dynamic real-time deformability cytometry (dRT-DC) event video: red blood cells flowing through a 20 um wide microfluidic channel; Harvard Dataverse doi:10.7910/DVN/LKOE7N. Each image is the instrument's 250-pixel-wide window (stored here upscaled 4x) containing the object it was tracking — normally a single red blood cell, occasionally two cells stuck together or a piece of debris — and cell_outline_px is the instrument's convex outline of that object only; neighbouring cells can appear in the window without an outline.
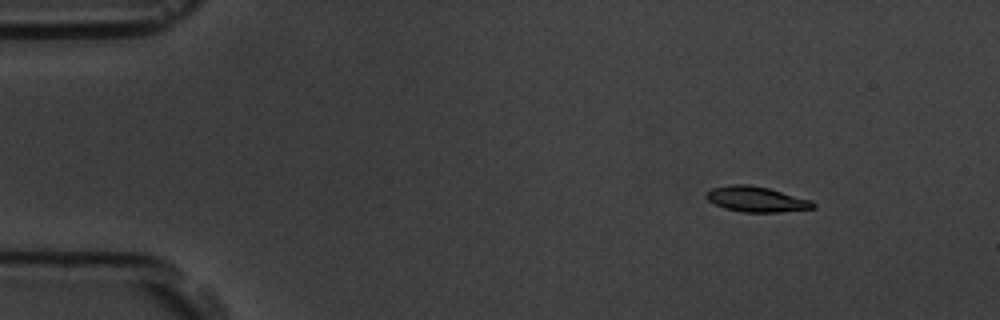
{"species": "common noctule bat (a hibernating species)", "species_latin": "Nyctalus noctula", "temperature_condition": "room temperature", "stored_images_in_passage": 6, "camera_frame_rate_fps": 3000, "um_per_image_px": 0.085, "animal": {"sex": "male", "body_mass_g": 19.5, "forearm_length_mm": 54.6}, "frame": {"image": 1, "passage_image": 1, "time_ms": 0.0, "image_size_px": [1000, 320], "cell_outline_px": [[816, 208], [780, 212], [744, 212], [724, 208], [708, 200], [704, 196], [712, 188], [732, 184], [748, 184], [768, 188], [812, 200], [816, 204]], "centroid_in_image_um": [64.32, 16.93], "position_along_channel_um": 20.7, "area_um2": 15.78}}
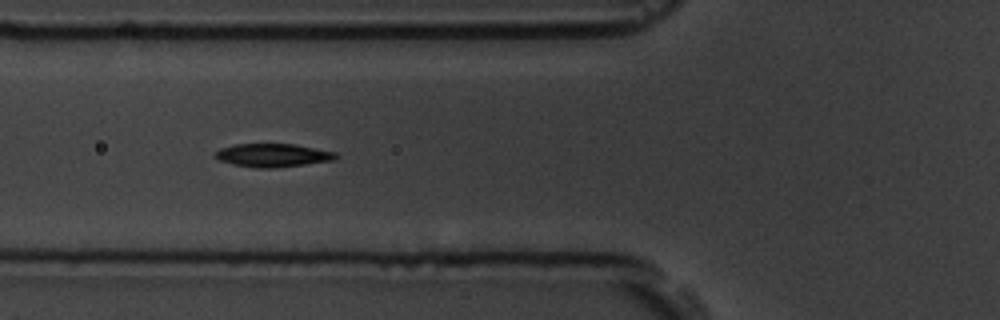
{"frame": {"image": 2, "passage_image": 5, "time_ms": 4.667, "image_size_px": [1000, 320], "cell_outline_px": [[340, 156], [336, 160], [276, 168], [256, 168], [232, 164], [220, 160], [212, 156], [212, 152], [220, 148], [236, 144], [296, 144], [336, 152]], "centroid_in_image_um": [23.19, 13.2], "position_along_channel_um": 102.6, "area_um2": 16.7}}
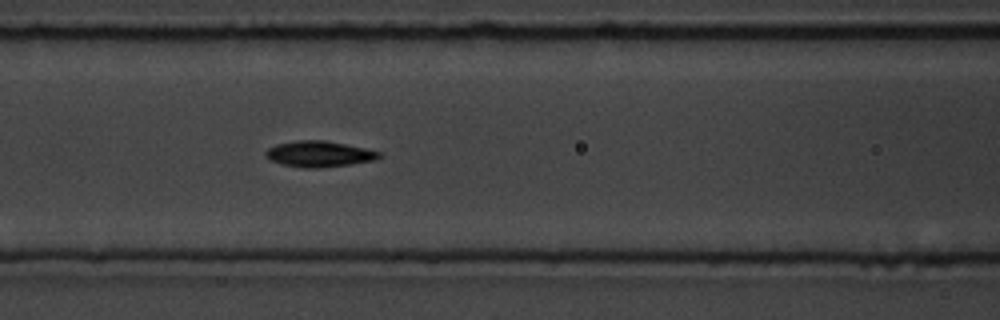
{"frame": {"image": 3, "passage_image": 6, "time_ms": 5.667, "image_size_px": [1000, 320], "cell_outline_px": [[384, 156], [376, 160], [348, 164], [316, 168], [304, 168], [284, 164], [268, 160], [264, 156], [264, 152], [268, 148], [276, 144], [296, 140], [324, 140], [364, 148], [380, 152]], "centroid_in_image_um": [27.09, 13.08], "position_along_channel_um": 139.5, "area_um2": 17.11}}